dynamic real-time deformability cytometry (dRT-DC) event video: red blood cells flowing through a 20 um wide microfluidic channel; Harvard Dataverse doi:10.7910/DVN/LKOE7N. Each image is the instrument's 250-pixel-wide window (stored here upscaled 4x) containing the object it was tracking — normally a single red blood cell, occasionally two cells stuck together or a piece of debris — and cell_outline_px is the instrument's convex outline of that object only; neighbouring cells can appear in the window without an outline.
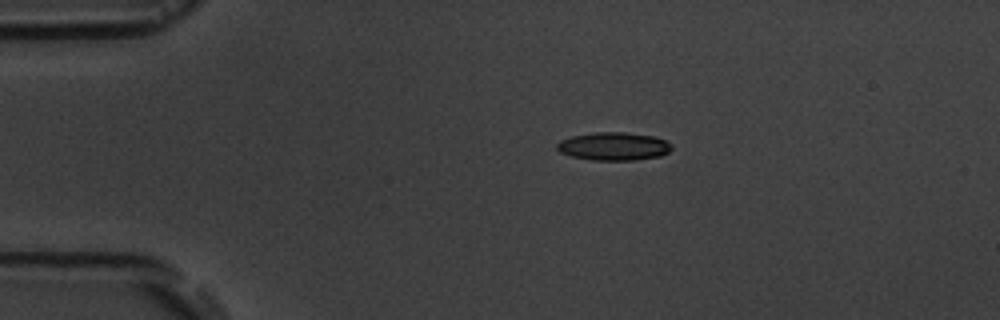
{"species": "common noctule bat (a hibernating species)", "species_latin": "Nyctalus noctula", "temperature_condition": "room temperature", "stored_images_in_passage": 5, "camera_frame_rate_fps": 3000, "um_per_image_px": 0.085, "animal": {"sex": "male", "body_mass_g": 19.5, "forearm_length_mm": 54.6}, "frame": {"image": 1, "passage_image": 3, "time_ms": 3.0, "image_size_px": [1000, 320], "cell_outline_px": [[672, 148], [668, 152], [660, 156], [632, 160], [592, 160], [572, 156], [560, 152], [556, 148], [556, 144], [560, 140], [572, 136], [596, 132], [624, 132], [656, 136], [672, 144]], "centroid_in_image_um": [52.17, 12.43], "position_along_channel_um": 32.8, "area_um2": 18.79}}
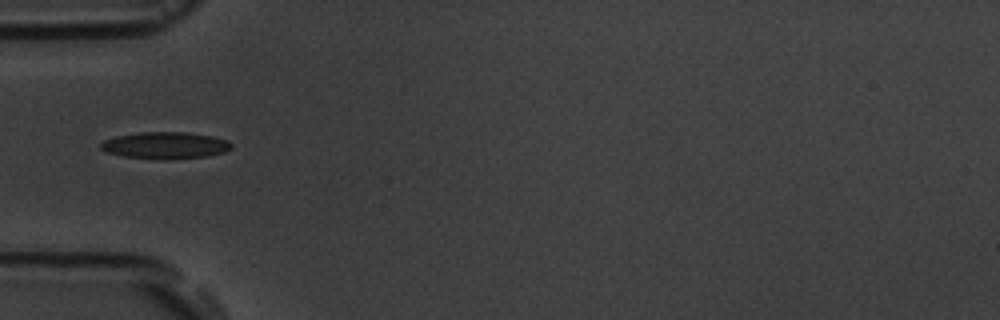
{"frame": {"image": 2, "passage_image": 5, "time_ms": 5.333, "image_size_px": [1000, 320], "cell_outline_px": [[232, 148], [224, 152], [208, 156], [168, 160], [156, 160], [124, 156], [108, 152], [100, 148], [100, 144], [104, 140], [116, 136], [140, 132], [188, 132], [212, 136], [228, 140], [232, 144]], "centroid_in_image_um": [14.07, 12.36], "position_along_channel_um": 70.9, "area_um2": 20.63}}